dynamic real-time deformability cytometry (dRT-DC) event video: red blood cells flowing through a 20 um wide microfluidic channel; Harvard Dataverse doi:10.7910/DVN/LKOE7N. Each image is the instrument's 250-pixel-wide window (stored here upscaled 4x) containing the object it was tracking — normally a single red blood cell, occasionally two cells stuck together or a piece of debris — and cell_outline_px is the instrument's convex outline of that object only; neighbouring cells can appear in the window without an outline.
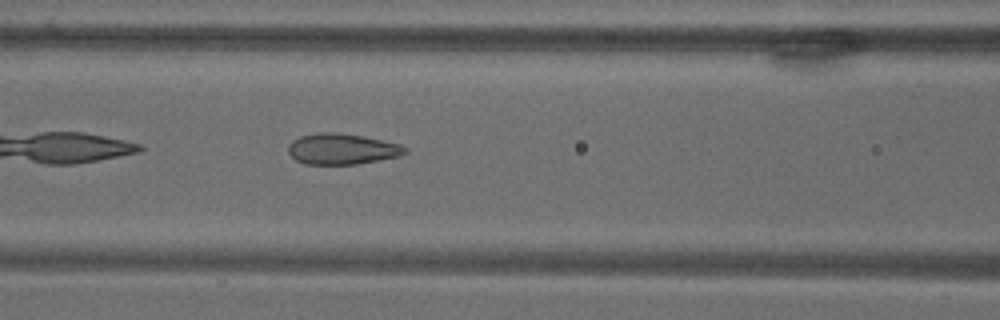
{"species": "common noctule bat (a hibernating species)", "species_latin": "Nyctalus noctula", "temperature_condition": "warm", "stored_images_in_passage": 49, "camera_frame_rate_fps": 3000, "um_per_image_px": 0.085, "animal": {"sex": "male", "body_mass_g": 18.8}, "frame": {"image": 1, "passage_image": 9, "time_ms": 2.667, "image_size_px": [1000, 320], "cell_outline_px": [[408, 152], [400, 156], [356, 164], [304, 164], [296, 160], [288, 152], [288, 144], [292, 140], [300, 136], [320, 132], [336, 132], [364, 136], [400, 144], [408, 148]], "centroid_in_image_um": [29.07, 12.66], "position_along_channel_um": 137.5, "area_um2": 21.1}}
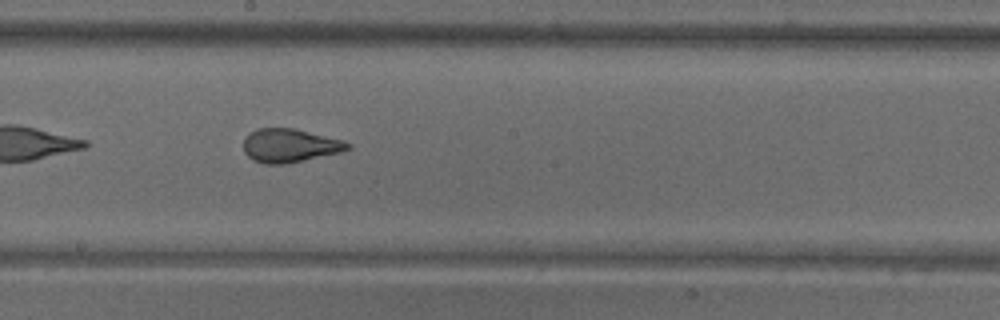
{"frame": {"image": 2, "passage_image": 18, "time_ms": 5.667, "image_size_px": [1000, 320], "cell_outline_px": [[352, 148], [340, 152], [288, 164], [264, 164], [252, 160], [244, 152], [244, 136], [256, 128], [292, 128], [344, 140], [352, 144]], "centroid_in_image_um": [24.62, 12.38], "position_along_channel_um": 223.6, "area_um2": 20.58}}
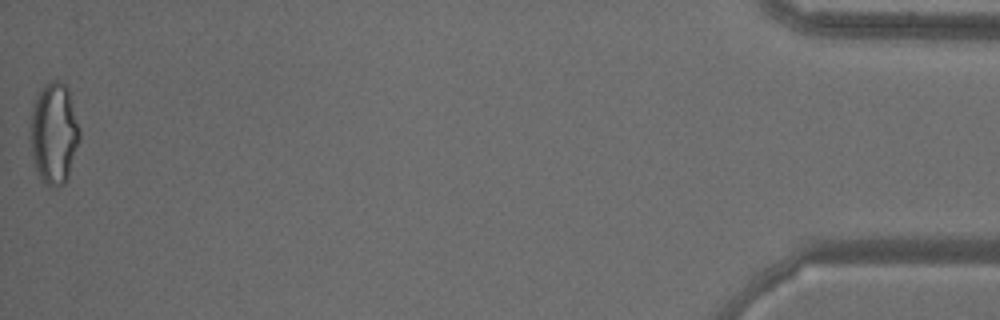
{"frame": {"image": 3, "passage_image": 49, "time_ms": 16.0, "image_size_px": [1000, 320], "cell_outline_px": [[80, 140], [68, 180], [64, 184], [56, 188], [52, 188], [40, 180], [36, 168], [32, 152], [32, 108], [40, 88], [44, 84], [52, 80], [60, 80], [68, 88], [80, 128]], "centroid_in_image_um": [4.63, 11.36], "position_along_channel_um": 430.6, "area_um2": 29.19}}